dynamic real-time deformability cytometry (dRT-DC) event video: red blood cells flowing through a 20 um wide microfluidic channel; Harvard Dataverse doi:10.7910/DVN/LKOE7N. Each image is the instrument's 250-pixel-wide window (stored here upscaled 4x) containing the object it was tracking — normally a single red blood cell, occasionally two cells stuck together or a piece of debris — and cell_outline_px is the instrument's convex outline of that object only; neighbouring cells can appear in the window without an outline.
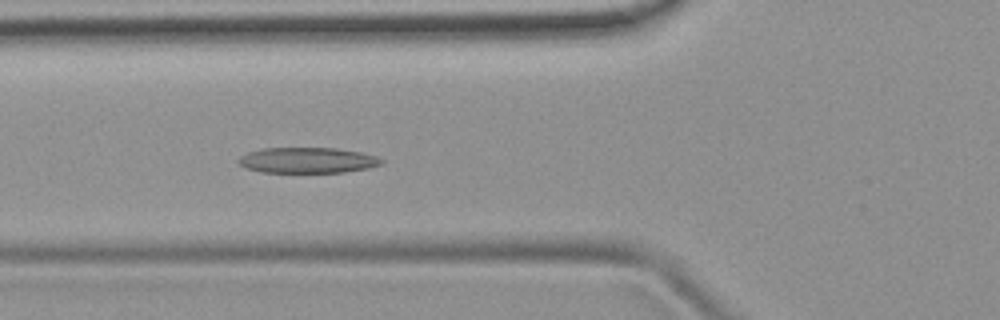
{"species": "common noctule bat (a hibernating species)", "species_latin": "Nyctalus noctula", "temperature_condition": "room temperature", "stored_images_in_passage": 51, "camera_frame_rate_fps": 3000, "um_per_image_px": 0.085, "animal": {"sex": "female", "body_mass_g": 19.9}, "frame": {"image": 1, "passage_image": 19, "time_ms": 6.0, "image_size_px": [1000, 320], "cell_outline_px": [[384, 164], [368, 168], [344, 172], [260, 172], [248, 168], [240, 164], [236, 160], [240, 156], [248, 152], [260, 148], [336, 148], [364, 152], [376, 156], [384, 160]], "centroid_in_image_um": [26.17, 13.61], "position_along_channel_um": 99.6, "area_um2": 21.5}}
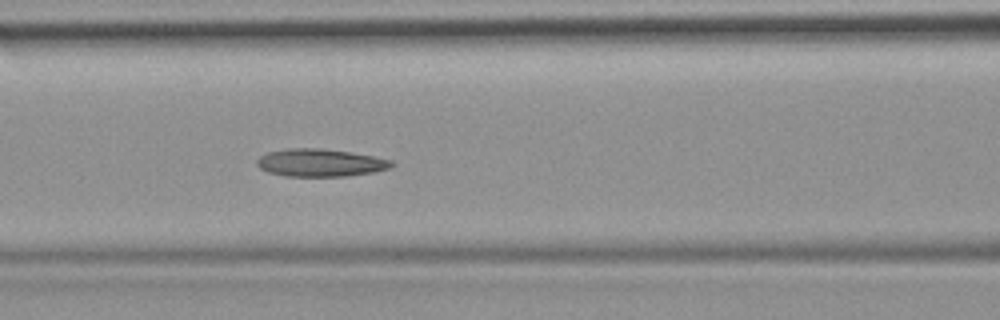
{"frame": {"image": 2, "passage_image": 22, "time_ms": 7.0, "image_size_px": [1000, 320], "cell_outline_px": [[396, 164], [392, 168], [372, 172], [344, 176], [284, 176], [268, 172], [260, 168], [256, 164], [256, 160], [260, 156], [268, 152], [288, 148], [320, 148], [348, 152], [372, 156], [392, 160]], "centroid_in_image_um": [27.22, 13.83], "position_along_channel_um": 139.4, "area_um2": 21.68}}
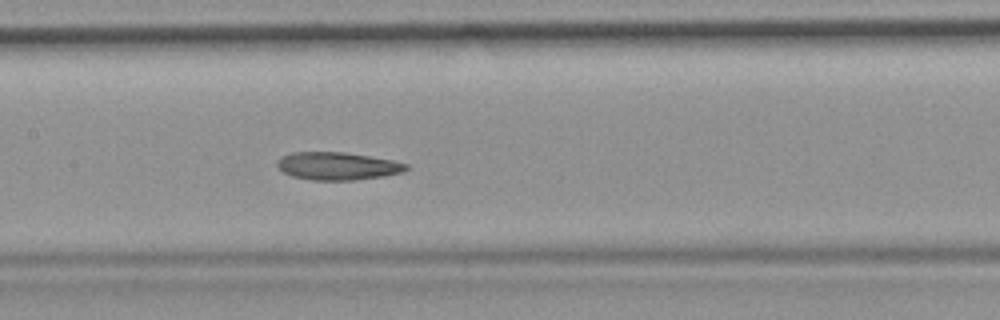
{"frame": {"image": 3, "passage_image": 25, "time_ms": 8.0, "image_size_px": [1000, 320], "cell_outline_px": [[408, 168], [404, 172], [384, 176], [356, 180], [312, 180], [292, 176], [284, 172], [276, 164], [284, 156], [292, 152], [344, 152], [392, 160], [408, 164]], "centroid_in_image_um": [28.73, 14.12], "position_along_channel_um": 178.7, "area_um2": 20.69}, "authors_computed_cell_mechanics": {"area_um2": 22.0796, "velocity_mm_per_s": 3.9452, "shape_relaxation_time_tau1_ms": 11.2225, "shape_relaxation_time_tau2_ms": 5.3643, "deformation_change_tau1": 0.2298, "deformation_change_tau2": 0.1017}}